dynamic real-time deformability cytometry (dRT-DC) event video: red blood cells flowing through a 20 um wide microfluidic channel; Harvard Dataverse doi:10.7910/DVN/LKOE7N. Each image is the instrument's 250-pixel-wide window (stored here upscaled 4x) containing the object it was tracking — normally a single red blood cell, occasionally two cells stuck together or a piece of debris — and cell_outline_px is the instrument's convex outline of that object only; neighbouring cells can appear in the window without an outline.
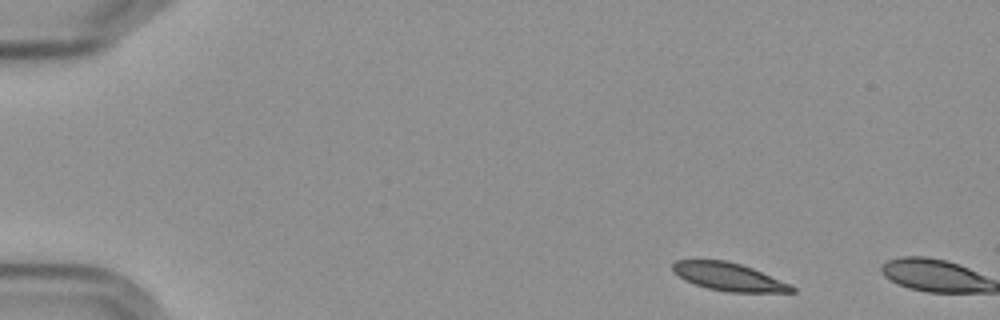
{"species": "Egyptian fruit bat (a non-hibernating species)", "species_latin": "Rousettus aegyptiacus", "temperature_condition": "cold", "stored_images_in_passage": 2, "camera_frame_rate_fps": 3000, "um_per_image_px": 0.085, "frame": {"image": 1, "passage_image": 1, "time_ms": 0.0, "image_size_px": [1000, 320], "cell_outline_px": [[796, 292], [728, 292], [708, 288], [684, 280], [672, 272], [672, 264], [676, 260], [724, 260], [740, 264], [752, 268], [792, 284], [796, 288]], "centroid_in_image_um": [61.95, 23.53], "position_along_channel_um": 23.0, "area_um2": 19.42}}